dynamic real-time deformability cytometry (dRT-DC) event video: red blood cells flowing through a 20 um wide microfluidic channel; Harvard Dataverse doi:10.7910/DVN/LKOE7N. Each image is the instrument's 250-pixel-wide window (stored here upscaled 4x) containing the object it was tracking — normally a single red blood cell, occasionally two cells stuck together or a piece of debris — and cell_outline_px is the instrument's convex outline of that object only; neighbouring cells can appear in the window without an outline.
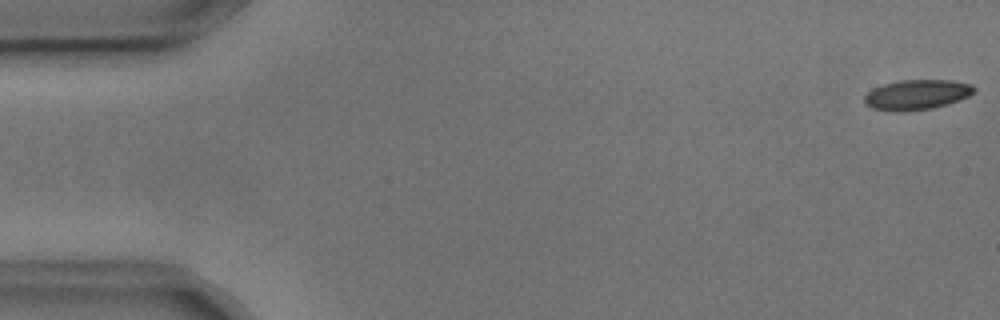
{"species": "common noctule bat (a hibernating species)", "species_latin": "Nyctalus noctula", "temperature_condition": "cold", "stored_images_in_passage": 4, "camera_frame_rate_fps": 3000, "um_per_image_px": 0.085, "animal": {"sex": "male", "body_mass_g": 17.9, "forearm_length_mm": 54.2}, "frame": {"image": 1, "passage_image": 1, "time_ms": 0.0, "image_size_px": [1000, 320], "cell_outline_px": [[976, 88], [968, 96], [948, 104], [932, 108], [904, 112], [896, 112], [872, 108], [864, 104], [864, 96], [872, 88], [884, 84], [900, 80], [952, 80], [972, 84]], "centroid_in_image_um": [77.9, 8.05], "position_along_channel_um": 7.1, "area_um2": 19.31}}
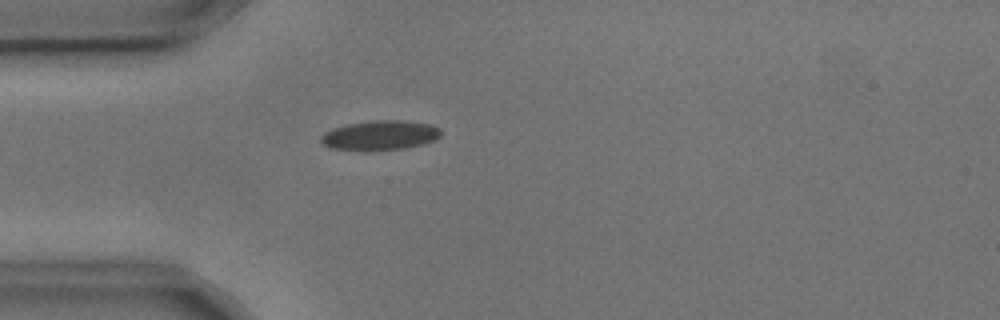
{"frame": {"image": 2, "passage_image": 4, "time_ms": 1.0, "image_size_px": [1000, 320], "cell_outline_px": [[440, 136], [436, 140], [404, 148], [332, 148], [324, 144], [320, 140], [320, 136], [324, 132], [348, 124], [376, 120], [400, 120], [432, 124], [440, 128]], "centroid_in_image_um": [32.37, 11.45], "position_along_channel_um": 52.6, "area_um2": 19.77}}